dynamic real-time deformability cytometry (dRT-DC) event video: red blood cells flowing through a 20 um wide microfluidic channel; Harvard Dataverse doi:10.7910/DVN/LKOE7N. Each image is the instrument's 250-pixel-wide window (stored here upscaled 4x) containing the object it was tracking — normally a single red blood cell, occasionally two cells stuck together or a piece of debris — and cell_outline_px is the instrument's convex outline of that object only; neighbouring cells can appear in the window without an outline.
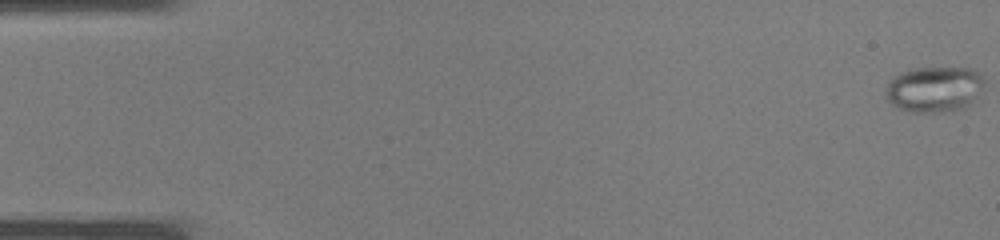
{"species": "common noctule bat (a hibernating species)", "species_latin": "Nyctalus noctula", "temperature_condition": "warm", "stored_images_in_passage": 38, "camera_frame_rate_fps": 3000, "um_per_image_px": 0.085, "animal": {"sex": "male", "body_mass_g": 19.0, "forearm_length_mm": 50.8}, "frame": {"image": 1, "passage_image": 1, "time_ms": 0.0, "image_size_px": [1000, 240], "cell_outline_px": [[984, 84], [976, 96], [964, 108], [952, 112], [912, 112], [896, 108], [888, 100], [888, 84], [900, 72], [912, 68], [972, 68], [984, 76]], "centroid_in_image_um": [79.45, 7.59], "position_along_channel_um": 5.6, "area_um2": 26.13}}
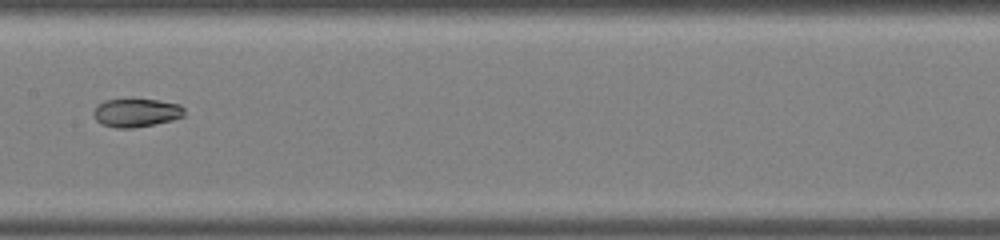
{"frame": {"image": 2, "passage_image": 20, "time_ms": 6.333, "image_size_px": [1000, 240], "cell_outline_px": [[184, 116], [172, 120], [132, 128], [116, 128], [104, 124], [96, 120], [92, 112], [104, 100], [156, 100], [180, 104], [184, 108]], "centroid_in_image_um": [11.6, 9.59], "position_along_channel_um": 195.8, "area_um2": 14.68}}
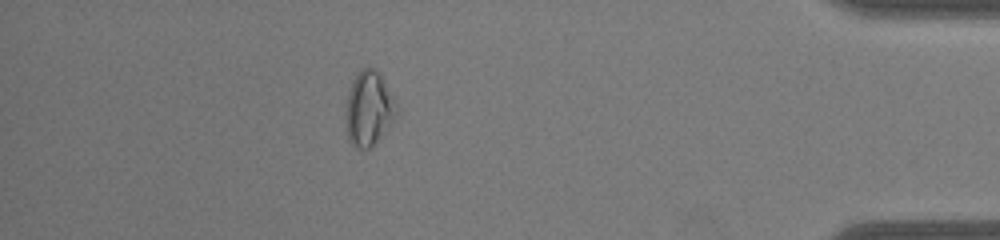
{"frame": {"image": 3, "passage_image": 34, "time_ms": 11.0, "image_size_px": [1000, 240], "cell_outline_px": [[400, 108], [396, 120], [368, 148], [360, 148], [352, 144], [348, 140], [344, 120], [344, 116], [348, 92], [352, 80], [364, 68], [372, 68], [380, 76]], "centroid_in_image_um": [31.34, 9.26], "position_along_channel_um": 403.9, "area_um2": 21.96}}